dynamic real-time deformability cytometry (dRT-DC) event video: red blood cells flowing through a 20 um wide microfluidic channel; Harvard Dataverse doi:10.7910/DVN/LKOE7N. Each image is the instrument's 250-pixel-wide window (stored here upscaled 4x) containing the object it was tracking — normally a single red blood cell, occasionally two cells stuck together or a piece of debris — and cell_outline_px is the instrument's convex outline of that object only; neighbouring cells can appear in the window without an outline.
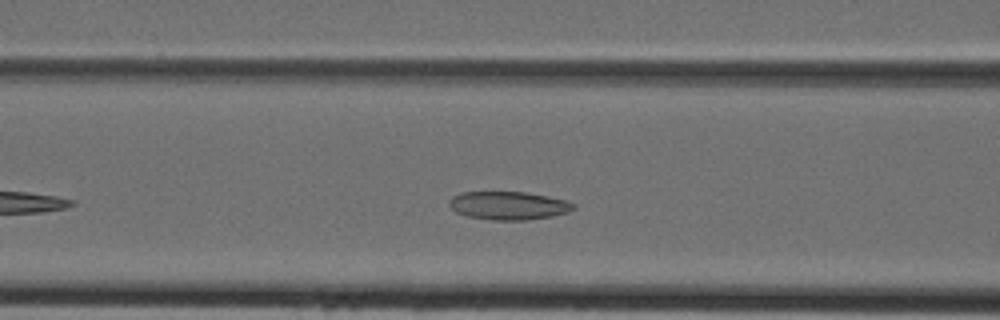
{"species": "Egyptian fruit bat (a non-hibernating species)", "species_latin": "Rousettus aegyptiacus", "temperature_condition": "cold", "stored_images_in_passage": 34, "camera_frame_rate_fps": 3000, "um_per_image_px": 0.085, "animal": {"sex": "female"}, "frame": {"image": 1, "passage_image": 9, "time_ms": 2.667, "image_size_px": [1000, 320], "cell_outline_px": [[576, 208], [568, 212], [552, 216], [528, 220], [492, 220], [468, 216], [456, 212], [448, 204], [448, 200], [452, 196], [460, 192], [524, 192], [548, 196], [564, 200], [576, 204]], "centroid_in_image_um": [43.22, 17.47], "position_along_channel_um": 123.4, "area_um2": 20.52}}
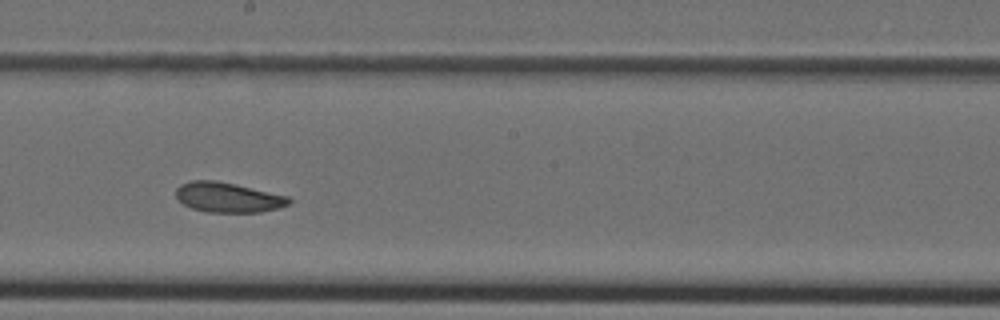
{"frame": {"image": 2, "passage_image": 16, "time_ms": 5.0, "image_size_px": [1000, 320], "cell_outline_px": [[292, 204], [280, 208], [260, 212], [208, 212], [192, 208], [184, 204], [176, 196], [176, 188], [180, 184], [192, 180], [216, 180], [236, 184], [288, 196], [292, 200]], "centroid_in_image_um": [19.42, 16.77], "position_along_channel_um": 228.8, "area_um2": 19.83}}
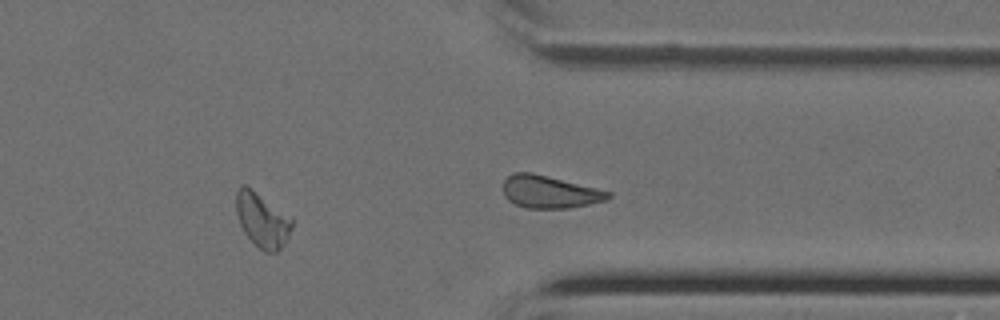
{"frame": {"image": 3, "passage_image": 25, "time_ms": 8.0, "image_size_px": [1000, 320], "cell_outline_px": [[292, 228], [284, 244], [276, 252], [264, 252], [244, 232], [240, 224], [236, 212], [236, 192], [240, 184], [244, 184], [292, 216]], "centroid_in_image_um": [22.29, 18.68], "position_along_channel_um": 389.1, "area_um2": 17.57}}